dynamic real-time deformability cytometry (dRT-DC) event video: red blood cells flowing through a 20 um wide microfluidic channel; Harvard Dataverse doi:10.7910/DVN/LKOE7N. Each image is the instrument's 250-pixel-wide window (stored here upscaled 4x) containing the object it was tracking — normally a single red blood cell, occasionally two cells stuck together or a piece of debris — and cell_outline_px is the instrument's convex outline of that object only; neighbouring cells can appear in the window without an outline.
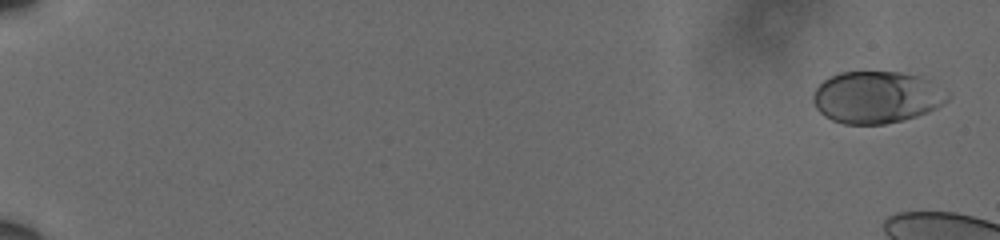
{"species": "human", "species_latin": "Homo sapiens", "temperature_condition": "cold", "stored_images_in_passage": 7, "camera_frame_rate_fps": 3000, "um_per_image_px": 0.085, "donor": {"sex": "male"}, "frame": {"image": 1, "passage_image": 1, "time_ms": 0.0, "image_size_px": [1000, 240], "cell_outline_px": [[948, 100], [936, 108], [928, 112], [904, 120], [884, 124], [844, 124], [832, 120], [824, 116], [816, 108], [812, 100], [812, 96], [816, 88], [824, 80], [840, 72], [900, 72], [920, 76], [928, 80], [948, 92]], "centroid_in_image_um": [74.5, 8.27], "position_along_channel_um": 10.5, "area_um2": 40.69}}